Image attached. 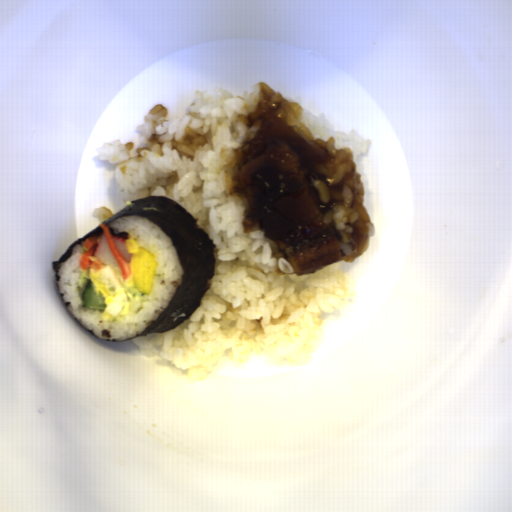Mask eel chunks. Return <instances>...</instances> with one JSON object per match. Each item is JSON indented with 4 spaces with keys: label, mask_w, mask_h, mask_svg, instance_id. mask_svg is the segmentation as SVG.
I'll list each match as a JSON object with an SVG mask.
<instances>
[{
    "label": "eel chunks",
    "mask_w": 512,
    "mask_h": 512,
    "mask_svg": "<svg viewBox=\"0 0 512 512\" xmlns=\"http://www.w3.org/2000/svg\"><path fill=\"white\" fill-rule=\"evenodd\" d=\"M258 132L242 145L237 174L247 200L243 230L255 227L276 245L294 273H314L343 259L340 237L325 217L334 206L321 166L332 154L305 141L270 104L246 116Z\"/></svg>",
    "instance_id": "eel-chunks-1"
}]
</instances>
